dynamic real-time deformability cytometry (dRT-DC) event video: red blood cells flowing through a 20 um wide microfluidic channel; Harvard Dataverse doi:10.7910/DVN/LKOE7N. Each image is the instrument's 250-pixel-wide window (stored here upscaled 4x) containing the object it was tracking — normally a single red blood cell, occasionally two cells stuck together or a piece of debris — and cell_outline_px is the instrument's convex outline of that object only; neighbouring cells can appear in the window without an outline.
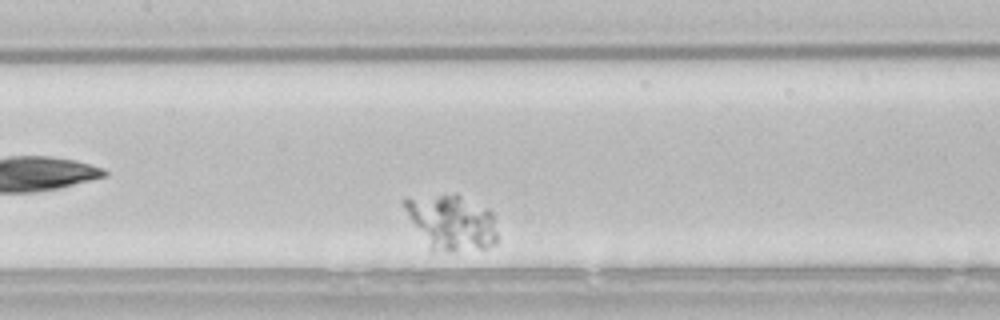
{"species": "common noctule bat (a hibernating species)", "species_latin": "Nyctalus noctula", "temperature_condition": "room temperature", "stored_images_in_passage": 51, "camera_frame_rate_fps": 3000, "um_per_image_px": 0.085, "animal": {"sex": "male", "body_mass_g": 21.5, "forearm_length_mm": 52.0}, "frame": {"image": 1, "passage_image": 27, "time_ms": 8.667, "image_size_px": [1000, 320], "cell_outline_px": [[496, 244], [484, 248], [452, 252], [432, 252], [428, 248], [408, 216], [404, 208], [404, 196], [456, 192], [488, 208], [492, 212], [496, 232]], "centroid_in_image_um": [38.34, 18.87], "position_along_channel_um": 169.1, "area_um2": 30.81}}
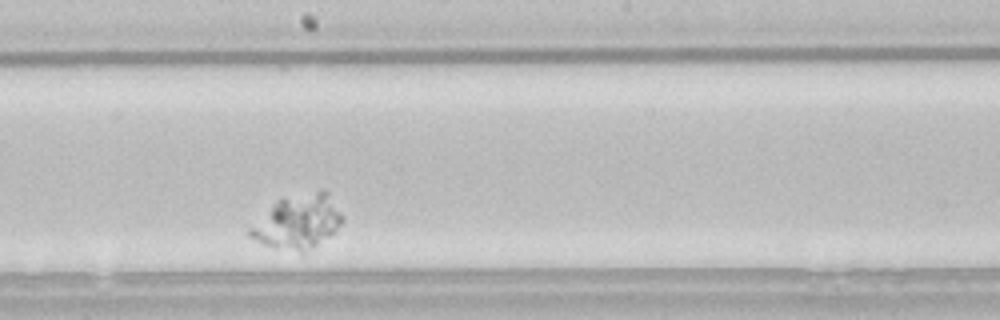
{"frame": {"image": 2, "passage_image": 32, "time_ms": 10.333, "image_size_px": [1000, 320], "cell_outline_px": [[344, 220], [336, 232], [304, 256], [300, 256], [264, 244], [248, 236], [248, 228], [272, 204], [280, 200], [316, 192], [328, 192], [340, 212]], "centroid_in_image_um": [25.32, 18.97], "position_along_channel_um": 222.9, "area_um2": 29.13}}